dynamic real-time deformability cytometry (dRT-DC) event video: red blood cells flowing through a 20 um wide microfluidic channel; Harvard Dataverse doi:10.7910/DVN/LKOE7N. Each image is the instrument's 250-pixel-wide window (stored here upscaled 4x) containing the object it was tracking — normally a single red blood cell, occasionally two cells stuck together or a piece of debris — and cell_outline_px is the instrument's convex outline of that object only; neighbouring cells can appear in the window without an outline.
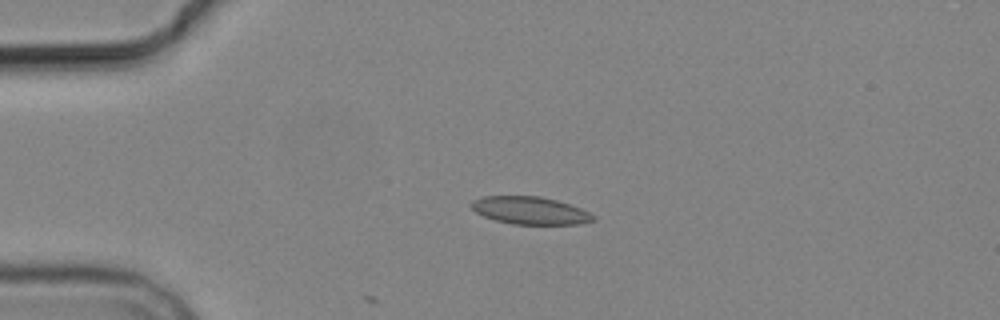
{"species": "common noctule bat (a hibernating species)", "species_latin": "Nyctalus noctula", "temperature_condition": "cold", "stored_images_in_passage": 6, "camera_frame_rate_fps": 3000, "um_per_image_px": 0.085, "animal": {"sex": "male", "body_mass_g": 19.2, "forearm_length_mm": 51.8}, "frame": {"image": 1, "passage_image": 4, "time_ms": 3.667, "image_size_px": [1000, 320], "cell_outline_px": [[596, 220], [580, 224], [512, 224], [496, 220], [484, 216], [476, 212], [468, 204], [472, 200], [480, 196], [540, 196], [556, 200], [580, 208], [596, 216]], "centroid_in_image_um": [45.04, 17.89], "position_along_channel_um": 40.0, "area_um2": 19.65}}
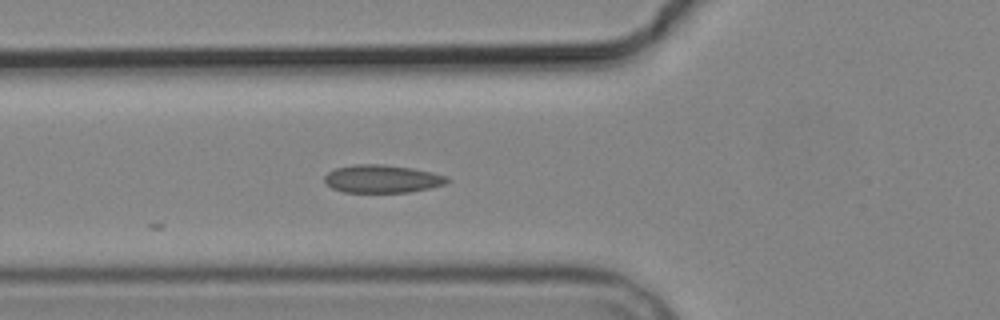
{"frame": {"image": 2, "passage_image": 6, "time_ms": 6.0, "image_size_px": [1000, 320], "cell_outline_px": [[452, 180], [444, 184], [428, 188], [408, 192], [344, 192], [332, 188], [324, 184], [324, 176], [328, 172], [336, 168], [352, 164], [384, 164], [412, 168], [432, 172], [448, 176]], "centroid_in_image_um": [32.46, 15.19], "position_along_channel_um": 93.3, "area_um2": 20.11}}